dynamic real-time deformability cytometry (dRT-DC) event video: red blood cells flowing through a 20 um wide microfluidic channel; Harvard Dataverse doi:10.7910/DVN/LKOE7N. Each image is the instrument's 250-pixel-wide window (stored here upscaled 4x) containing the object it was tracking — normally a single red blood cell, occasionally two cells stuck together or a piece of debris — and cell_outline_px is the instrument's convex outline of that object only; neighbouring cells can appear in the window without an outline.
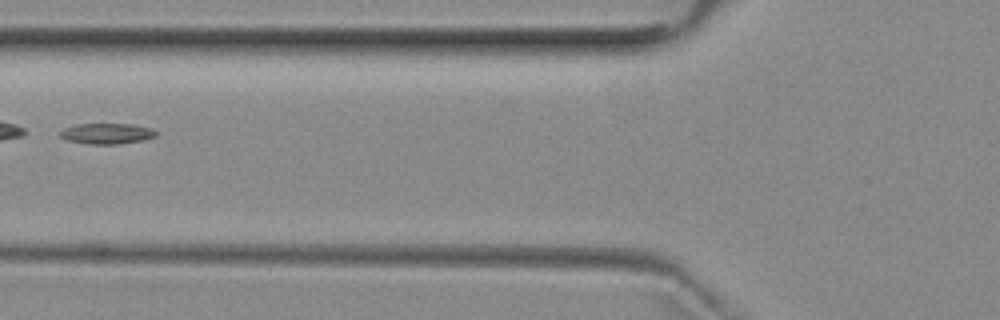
{"species": "common noctule bat (a hibernating species)", "species_latin": "Nyctalus noctula", "temperature_condition": "room temperature", "stored_images_in_passage": 4, "camera_frame_rate_fps": 3000, "um_per_image_px": 0.085, "animal": {"sex": "female", "body_mass_g": 29.2, "forearm_length_mm": 56.3}, "frame": {"image": 1, "passage_image": 3, "time_ms": 3.333, "image_size_px": [1000, 320], "cell_outline_px": [[156, 136], [144, 140], [116, 144], [92, 144], [68, 140], [60, 136], [60, 132], [64, 128], [76, 124], [132, 124], [152, 128], [156, 132]], "centroid_in_image_um": [9.1, 11.34], "position_along_channel_um": 116.7, "area_um2": 11.44}}
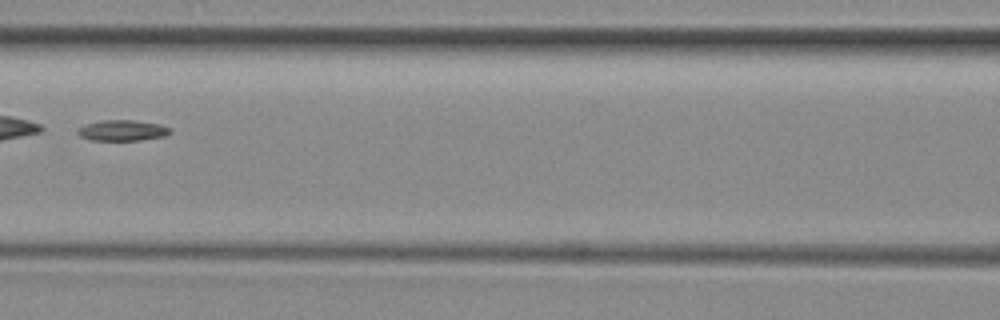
{"frame": {"image": 2, "passage_image": 4, "time_ms": 4.333, "image_size_px": [1000, 320], "cell_outline_px": [[172, 132], [164, 136], [140, 140], [92, 140], [80, 136], [76, 132], [76, 128], [84, 124], [100, 120], [132, 120], [160, 124], [172, 128]], "centroid_in_image_um": [10.38, 11.08], "position_along_channel_um": 156.2, "area_um2": 11.33}}